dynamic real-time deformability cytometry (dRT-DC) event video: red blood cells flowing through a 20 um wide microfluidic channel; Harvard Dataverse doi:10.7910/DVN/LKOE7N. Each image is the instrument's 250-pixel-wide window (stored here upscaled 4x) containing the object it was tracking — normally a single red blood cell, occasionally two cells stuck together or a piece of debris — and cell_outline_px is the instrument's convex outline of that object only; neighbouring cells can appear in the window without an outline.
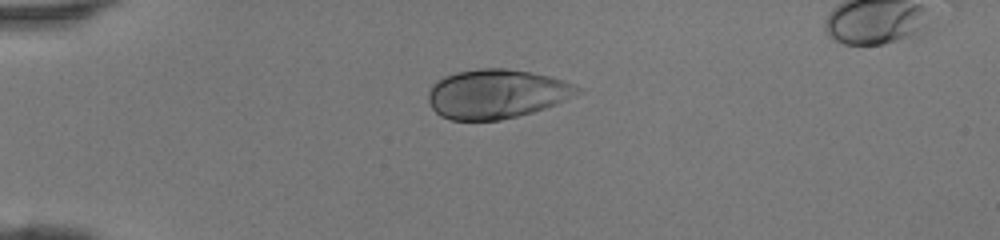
{"species": "human", "species_latin": "Homo sapiens", "temperature_condition": "room temperature", "stored_images_in_passage": 35, "camera_frame_rate_fps": 3000, "um_per_image_px": 0.085, "donor": {"sex": "female"}, "frame": {"image": 1, "passage_image": 1, "time_ms": 0.0, "image_size_px": [1000, 240], "cell_outline_px": [[584, 92], [556, 104], [532, 112], [500, 120], [452, 120], [440, 116], [428, 104], [428, 92], [432, 84], [436, 80], [444, 76], [456, 72], [480, 68], [504, 68], [528, 72], [548, 76], [564, 80], [584, 88]], "centroid_in_image_um": [42.2, 7.98], "position_along_channel_um": 42.8, "area_um2": 43.0}}
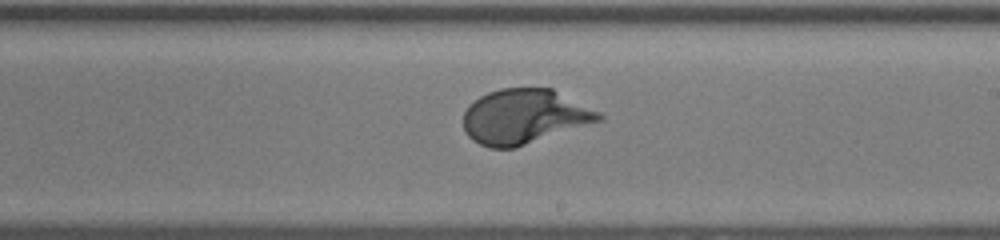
{"frame": {"image": 2, "passage_image": 17, "time_ms": 5.333, "image_size_px": [1000, 240], "cell_outline_px": [[604, 120], [516, 148], [488, 148], [472, 140], [464, 132], [464, 112], [468, 104], [480, 96], [488, 92], [500, 88], [552, 88], [600, 112], [604, 116]], "centroid_in_image_um": [44.57, 9.92], "position_along_channel_um": 244.4, "area_um2": 43.58}}
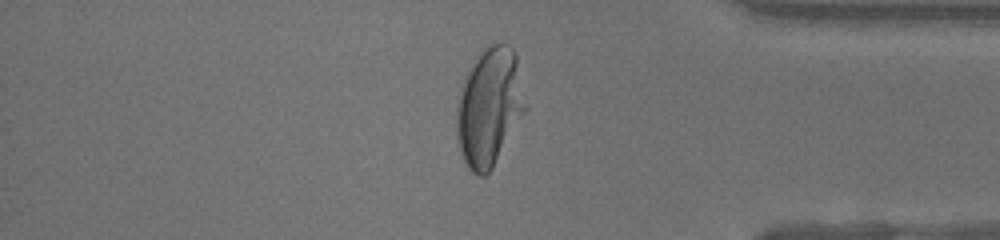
{"frame": {"image": 3, "passage_image": 28, "time_ms": 9.0, "image_size_px": [1000, 240], "cell_outline_px": [[528, 108], [492, 168], [484, 176], [476, 176], [468, 168], [460, 152], [456, 140], [456, 100], [460, 84], [472, 60], [488, 44], [508, 44], [516, 52]], "centroid_in_image_um": [41.57, 9.07], "position_along_channel_um": 393.6, "area_um2": 48.44}}